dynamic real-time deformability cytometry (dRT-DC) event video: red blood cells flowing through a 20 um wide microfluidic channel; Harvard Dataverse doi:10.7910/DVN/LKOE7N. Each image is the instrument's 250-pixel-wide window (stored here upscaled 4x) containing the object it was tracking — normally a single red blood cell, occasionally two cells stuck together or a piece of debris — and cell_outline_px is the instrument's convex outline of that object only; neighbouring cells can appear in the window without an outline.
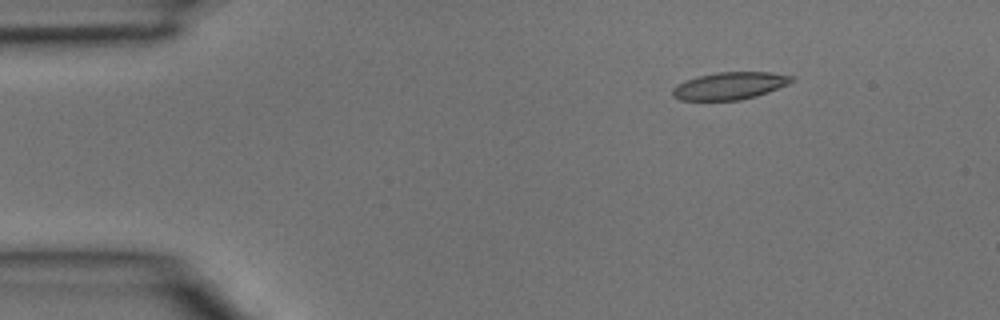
{"species": "common noctule bat (a hibernating species)", "species_latin": "Nyctalus noctula", "temperature_condition": "room temperature", "stored_images_in_passage": 5, "camera_frame_rate_fps": 3000, "um_per_image_px": 0.085, "animal": {"sex": "male", "body_mass_g": 15.6}, "frame": {"image": 1, "passage_image": 2, "time_ms": 0.333, "image_size_px": [1000, 320], "cell_outline_px": [[796, 80], [788, 84], [768, 92], [756, 96], [740, 100], [680, 100], [672, 96], [672, 88], [676, 84], [684, 80], [716, 72], [772, 72], [792, 76]], "centroid_in_image_um": [62.02, 7.29], "position_along_channel_um": 23.0, "area_um2": 19.07}}
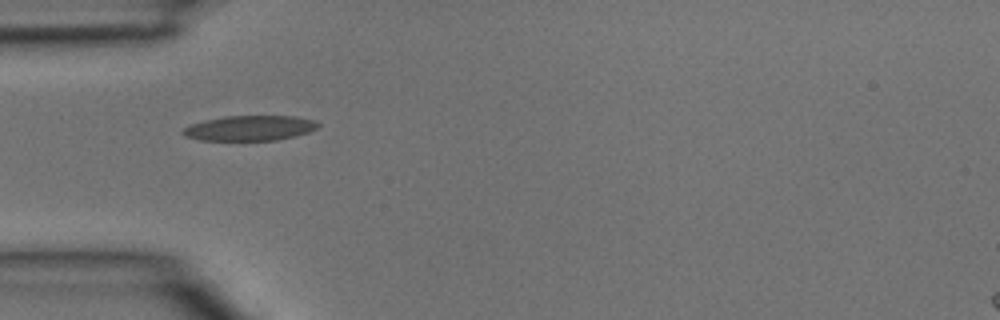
{"frame": {"image": 2, "passage_image": 4, "time_ms": 1.0, "image_size_px": [1000, 320], "cell_outline_px": [[320, 124], [316, 128], [308, 132], [296, 136], [276, 140], [200, 140], [184, 136], [180, 132], [184, 128], [192, 124], [204, 120], [224, 116], [296, 116], [316, 120]], "centroid_in_image_um": [21.24, 10.88], "position_along_channel_um": 63.8, "area_um2": 19.83}}